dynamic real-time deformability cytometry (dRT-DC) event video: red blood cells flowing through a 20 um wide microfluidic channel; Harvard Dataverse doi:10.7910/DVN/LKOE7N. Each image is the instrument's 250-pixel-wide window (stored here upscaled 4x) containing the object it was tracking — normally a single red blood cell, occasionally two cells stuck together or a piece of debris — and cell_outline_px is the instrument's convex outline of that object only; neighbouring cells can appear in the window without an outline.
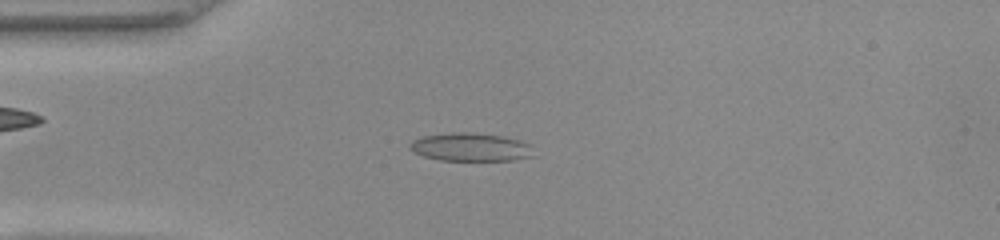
{"species": "common noctule bat (a hibernating species)", "species_latin": "Nyctalus noctula", "temperature_condition": "warm", "stored_images_in_passage": 50, "camera_frame_rate_fps": 3000, "um_per_image_px": 0.085, "animal": {"sex": "female", "body_mass_g": 22.0, "forearm_length_mm": 56.7}, "frame": {"image": 1, "passage_image": 12, "time_ms": 3.667, "image_size_px": [1000, 240], "cell_outline_px": [[532, 156], [512, 160], [440, 160], [424, 156], [412, 152], [408, 148], [408, 144], [412, 140], [424, 136], [452, 132], [468, 132], [504, 136], [520, 140], [532, 144]], "centroid_in_image_um": [39.98, 12.49], "position_along_channel_um": 45.0, "area_um2": 20.46}}
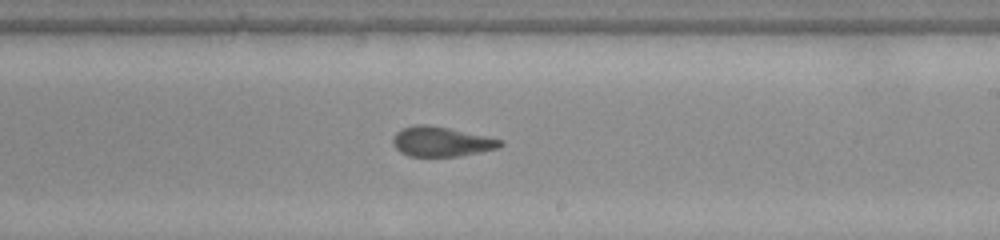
{"frame": {"image": 2, "passage_image": 29, "time_ms": 9.333, "image_size_px": [1000, 240], "cell_outline_px": [[504, 144], [496, 148], [480, 152], [460, 156], [408, 156], [400, 152], [392, 144], [392, 140], [396, 132], [400, 128], [416, 124], [428, 124], [488, 136], [504, 140]], "centroid_in_image_um": [37.5, 12.03], "position_along_channel_um": 251.5, "area_um2": 18.79}}
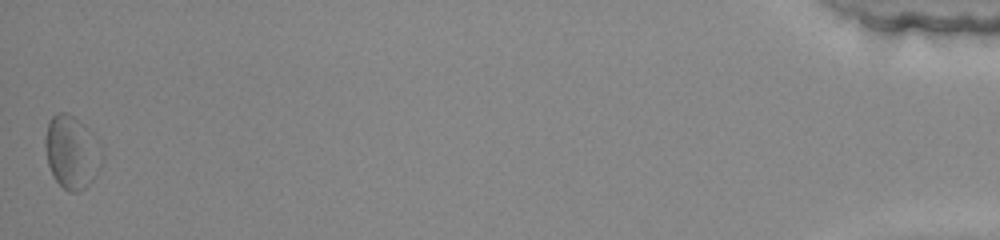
{"frame": {"image": 3, "passage_image": 50, "time_ms": 16.333, "image_size_px": [1000, 240], "cell_outline_px": [[92, 180], [84, 188], [76, 192], [68, 192], [52, 176], [48, 164], [44, 144], [44, 140], [48, 124], [52, 116], [56, 112], [68, 112], [84, 124], [92, 176]], "centroid_in_image_um": [5.78, 12.91], "position_along_channel_um": 429.4, "area_um2": 20.75}, "authors_computed_cell_mechanics": {"area_um2": 19.3052, "velocity_mm_per_s": 3.9457, "shape_relaxation_time_tau1_ms": null, "shape_relaxation_time_tau2_ms": 2.5353, "deformation_change_tau1": null, "deformation_change_tau2": 0.0908}}